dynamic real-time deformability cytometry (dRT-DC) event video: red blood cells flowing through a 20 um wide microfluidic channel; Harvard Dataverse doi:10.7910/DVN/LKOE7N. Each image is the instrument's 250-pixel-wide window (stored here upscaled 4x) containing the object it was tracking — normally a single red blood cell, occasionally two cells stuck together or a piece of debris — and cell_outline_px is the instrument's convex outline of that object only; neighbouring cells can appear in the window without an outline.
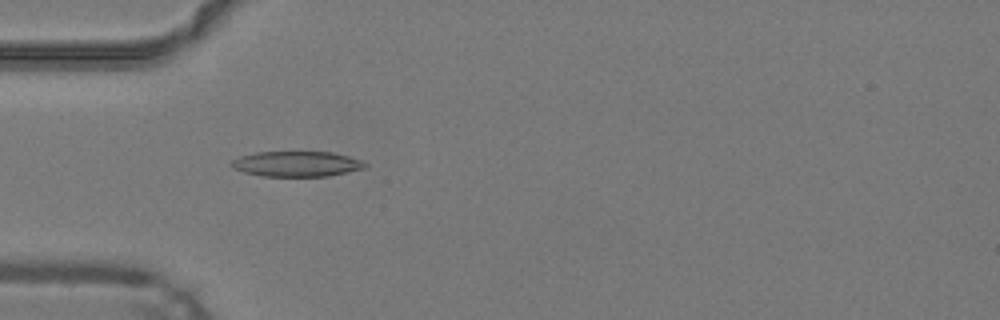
{"species": "common noctule bat (a hibernating species)", "species_latin": "Nyctalus noctula", "temperature_condition": "warm", "stored_images_in_passage": 48, "camera_frame_rate_fps": 3000, "um_per_image_px": 0.085, "animal": {"sex": "male", "body_mass_g": 19.2, "forearm_length_mm": 51.8}, "frame": {"image": 1, "passage_image": 15, "time_ms": 4.667, "image_size_px": [1000, 320], "cell_outline_px": [[368, 168], [328, 176], [260, 176], [244, 172], [232, 168], [228, 164], [232, 160], [240, 156], [256, 152], [332, 152], [348, 156], [360, 160], [368, 164]], "centroid_in_image_um": [25.21, 13.93], "position_along_channel_um": 59.8, "area_um2": 19.88}}
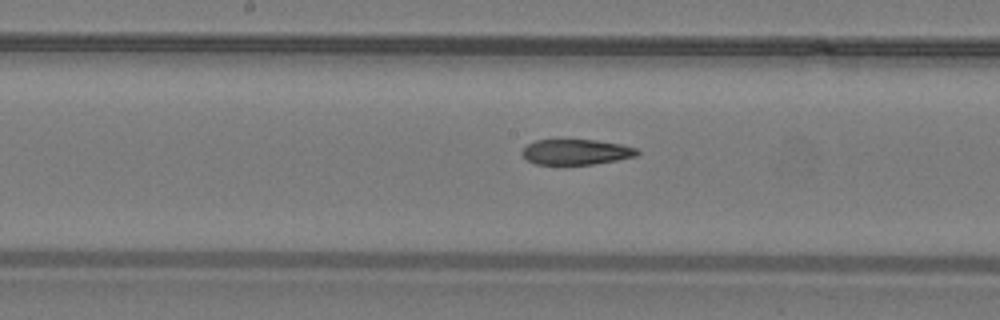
{"frame": {"image": 2, "passage_image": 25, "time_ms": 8.0, "image_size_px": [1000, 320], "cell_outline_px": [[640, 152], [636, 156], [616, 160], [592, 164], [536, 164], [528, 160], [520, 152], [528, 144], [536, 140], [596, 140], [620, 144], [636, 148]], "centroid_in_image_um": [48.97, 12.91], "position_along_channel_um": 199.2, "area_um2": 16.82}}
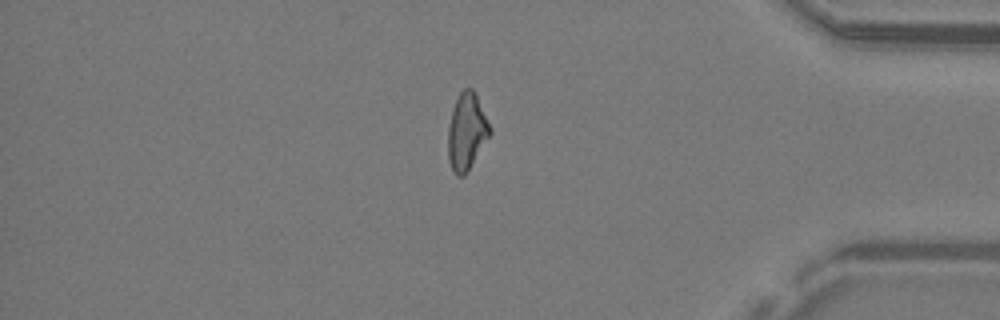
{"frame": {"image": 3, "passage_image": 41, "time_ms": 13.333, "image_size_px": [1000, 320], "cell_outline_px": [[492, 132], [464, 176], [456, 176], [448, 160], [448, 124], [452, 108], [460, 92], [464, 88], [472, 88], [492, 128]], "centroid_in_image_um": [39.66, 11.19], "position_along_channel_um": 395.5, "area_um2": 18.61}, "authors_computed_cell_mechanics": {"area_um2": 18.8717, "velocity_mm_per_s": 4.2706, "shape_relaxation_time_tau1_ms": null, "shape_relaxation_time_tau2_ms": 4.8323, "deformation_change_tau1": null, "deformation_change_tau2": 0.1437}}